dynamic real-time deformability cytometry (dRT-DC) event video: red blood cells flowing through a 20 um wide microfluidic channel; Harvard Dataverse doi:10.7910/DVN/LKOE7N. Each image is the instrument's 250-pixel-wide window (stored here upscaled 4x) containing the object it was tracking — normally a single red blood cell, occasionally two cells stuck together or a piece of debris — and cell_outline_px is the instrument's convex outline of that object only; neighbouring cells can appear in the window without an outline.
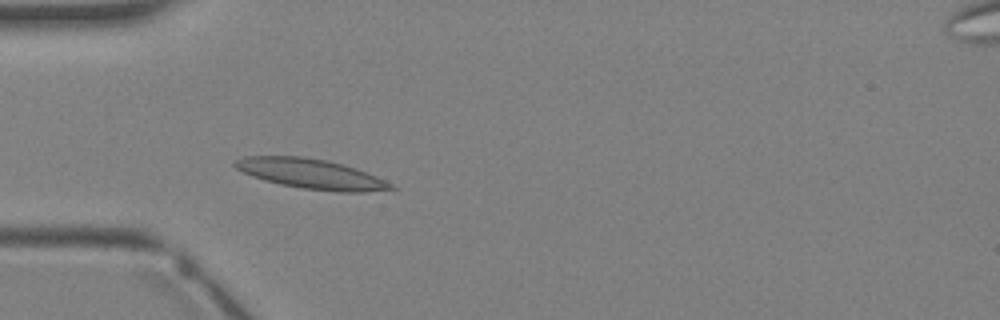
{"species": "Egyptian fruit bat (a non-hibernating species)", "species_latin": "Rousettus aegyptiacus", "temperature_condition": "warm", "stored_images_in_passage": 4, "segment_of_instrument_passage": [1, 2], "camera_frame_rate_fps": 3000, "um_per_image_px": 0.085, "animal": {"sex": "female"}, "frame": {"image": 1, "passage_image": 3, "time_ms": 2.333, "image_size_px": [1000, 320], "cell_outline_px": [[396, 188], [364, 192], [336, 192], [304, 188], [280, 184], [264, 180], [252, 176], [236, 168], [232, 164], [240, 156], [304, 156], [328, 160], [356, 168], [376, 176], [392, 184]], "centroid_in_image_um": [26.41, 14.76], "position_along_channel_um": 58.6, "area_um2": 27.11}}